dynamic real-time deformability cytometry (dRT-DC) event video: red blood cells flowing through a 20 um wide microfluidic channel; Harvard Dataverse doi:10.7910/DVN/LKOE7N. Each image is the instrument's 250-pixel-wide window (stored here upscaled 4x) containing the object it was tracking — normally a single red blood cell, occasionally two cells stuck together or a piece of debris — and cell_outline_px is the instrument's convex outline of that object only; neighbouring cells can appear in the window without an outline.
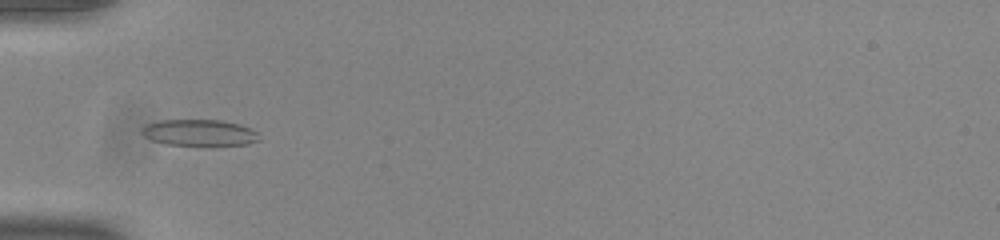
{"species": "common noctule bat (a hibernating species)", "species_latin": "Nyctalus noctula", "temperature_condition": "room temperature", "stored_images_in_passage": 36, "camera_frame_rate_fps": 3000, "um_per_image_px": 0.085, "animal": {"sex": "male", "body_mass_g": 20.0, "forearm_length_mm": 53.3}, "frame": {"image": 1, "passage_image": 1, "time_ms": 0.0, "image_size_px": [1000, 240], "cell_outline_px": [[260, 140], [248, 144], [164, 144], [152, 140], [144, 136], [140, 132], [140, 128], [144, 124], [160, 120], [220, 120], [240, 124], [256, 132]], "centroid_in_image_um": [16.87, 11.25], "position_along_channel_um": 68.1, "area_um2": 17.74}}
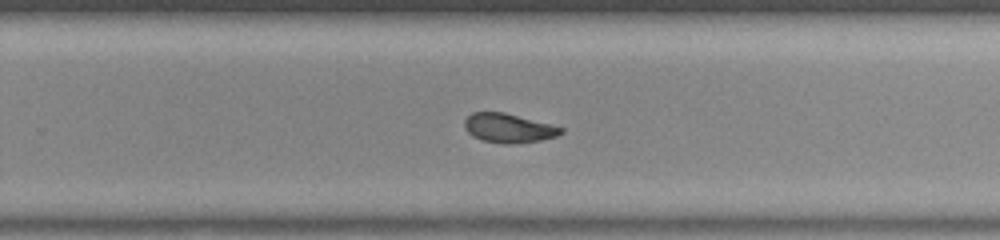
{"frame": {"image": 2, "passage_image": 18, "time_ms": 5.667, "image_size_px": [1000, 240], "cell_outline_px": [[564, 132], [556, 136], [540, 140], [512, 144], [504, 144], [484, 140], [472, 136], [464, 128], [464, 120], [472, 112], [504, 112], [552, 124], [564, 128]], "centroid_in_image_um": [43.23, 10.88], "position_along_channel_um": 286.6, "area_um2": 16.42}}
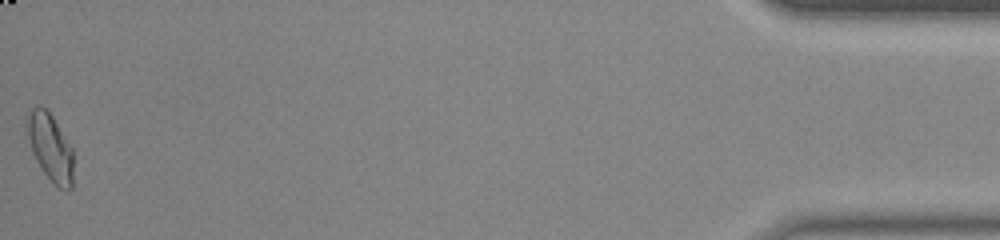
{"frame": {"image": 3, "passage_image": 36, "time_ms": 11.667, "image_size_px": [1000, 240], "cell_outline_px": [[72, 188], [68, 192], [60, 188], [44, 172], [36, 160], [32, 152], [28, 136], [28, 116], [32, 108], [40, 104], [52, 116], [72, 148]], "centroid_in_image_um": [4.29, 12.53], "position_along_channel_um": 430.9, "area_um2": 17.57}, "authors_computed_cell_mechanics": {"area_um2": 17.2244, "velocity_mm_per_s": 3.8829, "shape_relaxation_time_tau1_ms": null, "shape_relaxation_time_tau2_ms": 1.7041, "deformation_change_tau1": null, "deformation_change_tau2": 0.0809}}